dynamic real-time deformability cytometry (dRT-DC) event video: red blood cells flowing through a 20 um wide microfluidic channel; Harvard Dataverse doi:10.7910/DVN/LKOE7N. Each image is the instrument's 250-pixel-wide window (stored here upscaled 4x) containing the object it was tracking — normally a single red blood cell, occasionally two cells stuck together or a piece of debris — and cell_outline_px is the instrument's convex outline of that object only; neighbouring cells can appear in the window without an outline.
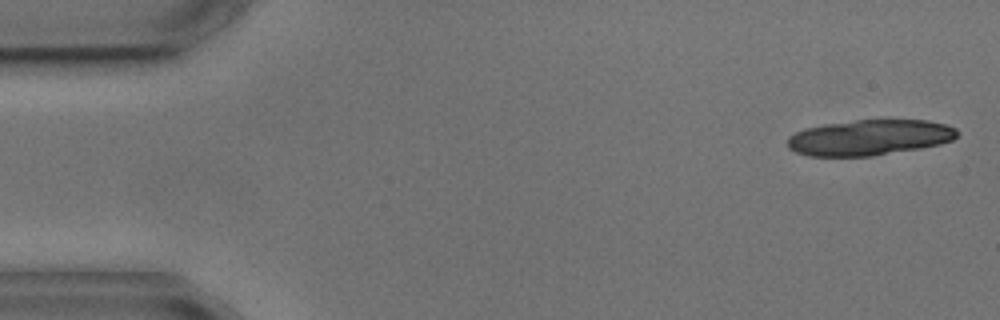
{"species": "common noctule bat (a hibernating species)", "species_latin": "Nyctalus noctula", "temperature_condition": "cold", "stored_images_in_passage": 6, "camera_frame_rate_fps": 3000, "um_per_image_px": 0.085, "animal": {"sex": "male", "body_mass_g": 17.9, "forearm_length_mm": 54.2}, "frame": {"image": 1, "passage_image": 1, "time_ms": 0.0, "image_size_px": [1000, 320], "cell_outline_px": [[960, 132], [952, 140], [940, 144], [920, 148], [872, 156], [808, 156], [796, 152], [788, 148], [788, 136], [804, 128], [824, 124], [856, 120], [928, 120], [944, 124], [956, 128]], "centroid_in_image_um": [73.9, 11.69], "position_along_channel_um": 11.1, "area_um2": 35.26}}
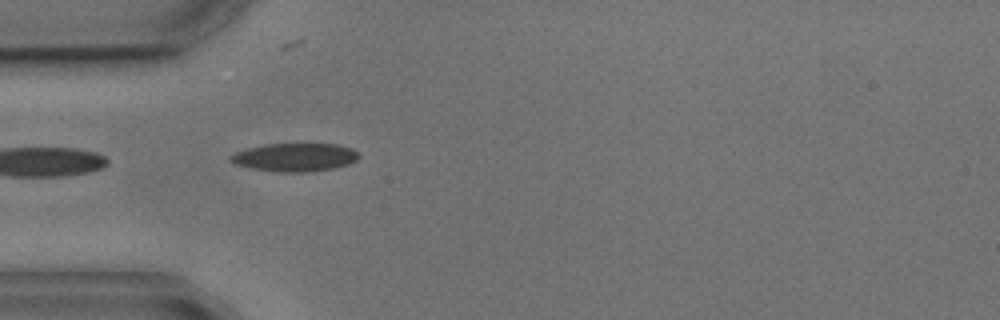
{"frame": {"image": 2, "passage_image": 5, "time_ms": 4.667, "image_size_px": [1000, 320], "cell_outline_px": [[360, 156], [356, 160], [348, 164], [332, 168], [304, 172], [276, 172], [248, 168], [236, 164], [228, 160], [228, 156], [236, 152], [248, 148], [264, 144], [336, 144], [352, 148], [360, 152]], "centroid_in_image_um": [25.04, 13.37], "position_along_channel_um": 60.0, "area_um2": 21.21}}